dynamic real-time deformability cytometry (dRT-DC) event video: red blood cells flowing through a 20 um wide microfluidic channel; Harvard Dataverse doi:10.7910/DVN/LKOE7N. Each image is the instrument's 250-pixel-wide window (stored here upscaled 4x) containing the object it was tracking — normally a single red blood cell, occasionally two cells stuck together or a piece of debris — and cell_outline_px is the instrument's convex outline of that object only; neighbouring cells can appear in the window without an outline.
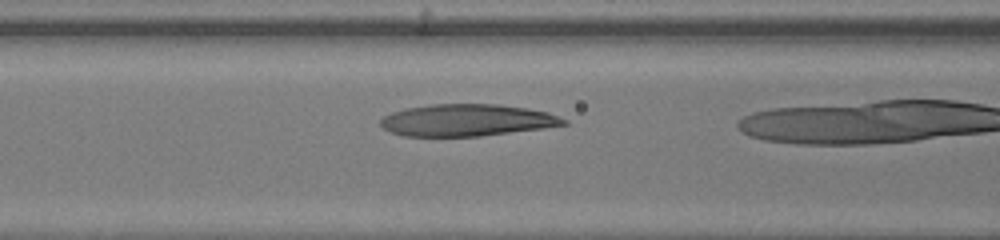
{"species": "human", "species_latin": "Homo sapiens", "temperature_condition": "warm", "stored_images_in_passage": 28, "camera_frame_rate_fps": 3000, "um_per_image_px": 0.085, "donor": {"sex": "female"}, "frame": {"image": 1, "passage_image": 13, "time_ms": 4.0, "image_size_px": [1000, 240], "cell_outline_px": [[568, 124], [544, 128], [480, 136], [404, 136], [388, 132], [380, 124], [380, 120], [384, 116], [392, 112], [404, 108], [428, 104], [500, 104], [528, 108], [548, 112], [568, 120]], "centroid_in_image_um": [39.68, 10.21], "position_along_channel_um": 126.9, "area_um2": 34.33}}
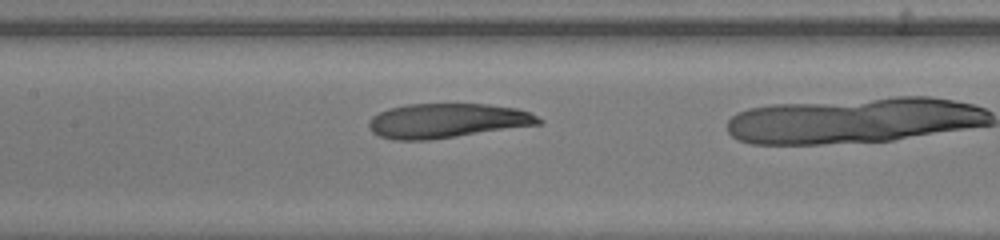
{"frame": {"image": 2, "passage_image": 16, "time_ms": 5.0, "image_size_px": [1000, 240], "cell_outline_px": [[544, 120], [540, 124], [428, 140], [392, 140], [380, 136], [372, 132], [368, 128], [368, 120], [372, 116], [388, 108], [408, 104], [488, 104], [516, 108], [528, 112]], "centroid_in_image_um": [37.95, 10.26], "position_along_channel_um": 169.5, "area_um2": 34.04}}
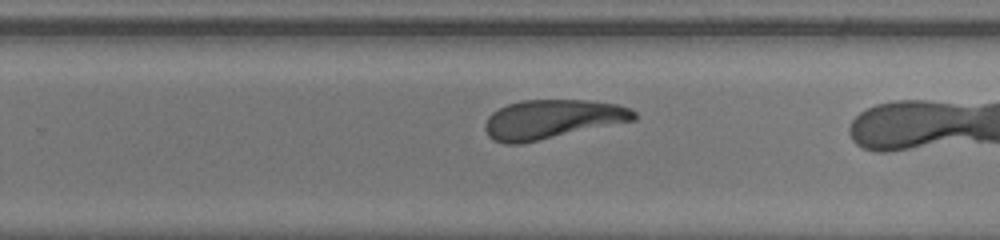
{"frame": {"image": 3, "passage_image": 24, "time_ms": 7.667, "image_size_px": [1000, 240], "cell_outline_px": [[640, 116], [636, 120], [520, 144], [504, 144], [492, 140], [488, 136], [484, 128], [484, 124], [488, 116], [492, 112], [508, 104], [520, 100], [588, 100], [616, 104], [632, 108]], "centroid_in_image_um": [46.94, 10.13], "position_along_channel_um": 282.9, "area_um2": 34.22}}